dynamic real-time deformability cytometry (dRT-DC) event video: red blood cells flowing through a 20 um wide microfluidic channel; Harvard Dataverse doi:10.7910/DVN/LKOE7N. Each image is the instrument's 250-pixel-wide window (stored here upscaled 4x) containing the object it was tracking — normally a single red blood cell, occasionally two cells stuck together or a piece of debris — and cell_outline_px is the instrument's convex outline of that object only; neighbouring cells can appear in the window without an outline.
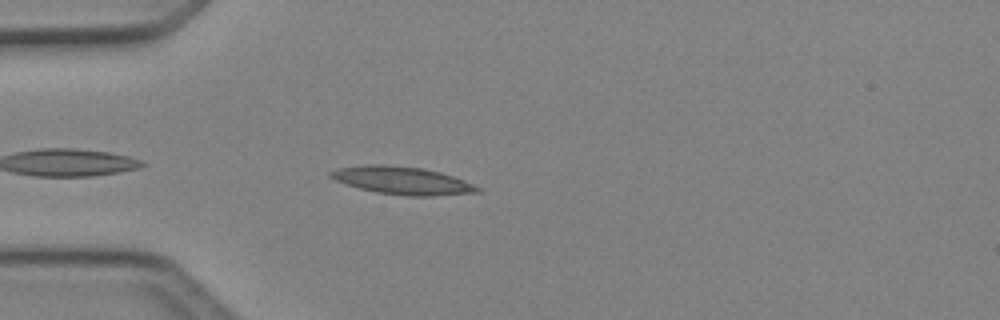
{"species": "Egyptian fruit bat (a non-hibernating species)", "species_latin": "Rousettus aegyptiacus", "temperature_condition": "cold", "stored_images_in_passage": 38, "camera_frame_rate_fps": 3000, "um_per_image_px": 0.085, "animal": {"sex": "female"}, "frame": {"image": 1, "passage_image": 3, "time_ms": 0.667, "image_size_px": [1000, 320], "cell_outline_px": [[480, 192], [432, 196], [408, 196], [376, 192], [360, 188], [336, 180], [328, 176], [328, 172], [336, 168], [368, 164], [384, 164], [424, 168], [440, 172], [464, 180], [480, 188]], "centroid_in_image_um": [34.17, 15.33], "position_along_channel_um": 50.8, "area_um2": 23.7}}
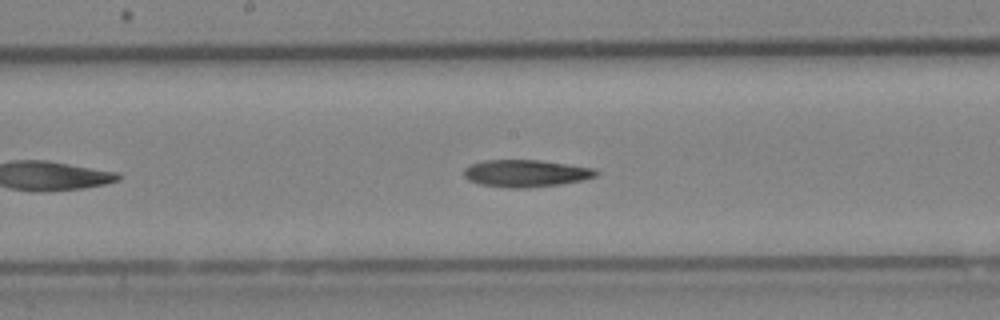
{"frame": {"image": 2, "passage_image": 15, "time_ms": 4.667, "image_size_px": [1000, 320], "cell_outline_px": [[600, 172], [596, 176], [584, 180], [560, 184], [528, 188], [508, 188], [480, 184], [468, 180], [464, 176], [464, 168], [472, 164], [484, 160], [540, 160], [568, 164], [592, 168]], "centroid_in_image_um": [44.7, 14.74], "position_along_channel_um": 203.5, "area_um2": 20.98}}
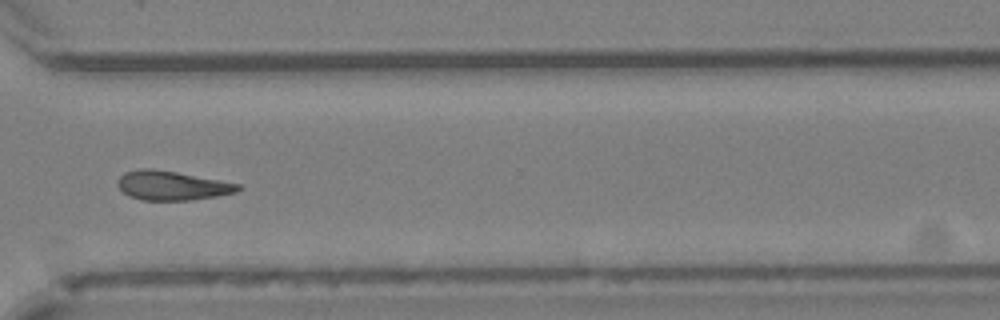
{"frame": {"image": 3, "passage_image": 26, "time_ms": 8.333, "image_size_px": [1000, 320], "cell_outline_px": [[244, 188], [236, 192], [216, 196], [192, 200], [140, 200], [128, 196], [116, 184], [116, 180], [124, 172], [140, 168], [152, 168], [176, 172], [240, 184]], "centroid_in_image_um": [14.58, 15.77], "position_along_channel_um": 356.0, "area_um2": 20.58}}